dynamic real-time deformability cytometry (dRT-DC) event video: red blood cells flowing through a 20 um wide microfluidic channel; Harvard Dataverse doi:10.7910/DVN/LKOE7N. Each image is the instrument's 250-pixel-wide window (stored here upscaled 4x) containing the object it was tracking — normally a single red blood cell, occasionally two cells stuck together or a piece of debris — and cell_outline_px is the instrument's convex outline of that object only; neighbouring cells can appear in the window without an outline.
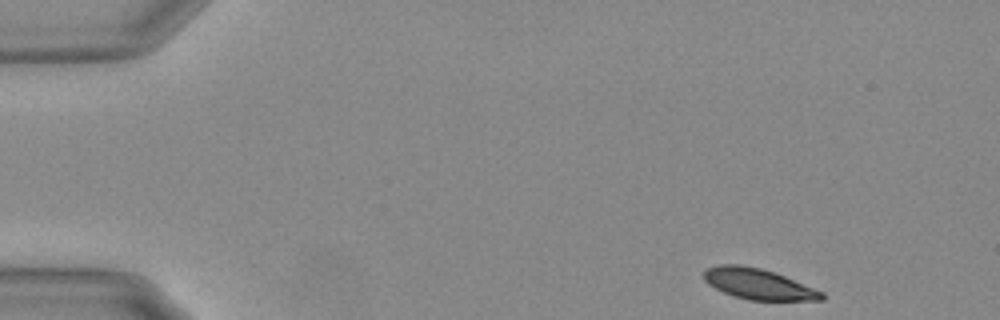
{"species": "Egyptian fruit bat (a non-hibernating species)", "species_latin": "Rousettus aegyptiacus", "temperature_condition": "warm", "stored_images_in_passage": 51, "camera_frame_rate_fps": 3000, "um_per_image_px": 0.085, "animal": {"sex": "female"}, "frame": {"image": 1, "passage_image": 1, "time_ms": 0.0, "image_size_px": [1000, 320], "cell_outline_px": [[824, 300], [748, 300], [732, 296], [708, 284], [704, 280], [704, 272], [708, 268], [720, 264], [740, 264], [760, 268], [776, 272], [824, 292]], "centroid_in_image_um": [64.47, 24.13], "position_along_channel_um": 20.5, "area_um2": 21.15}}
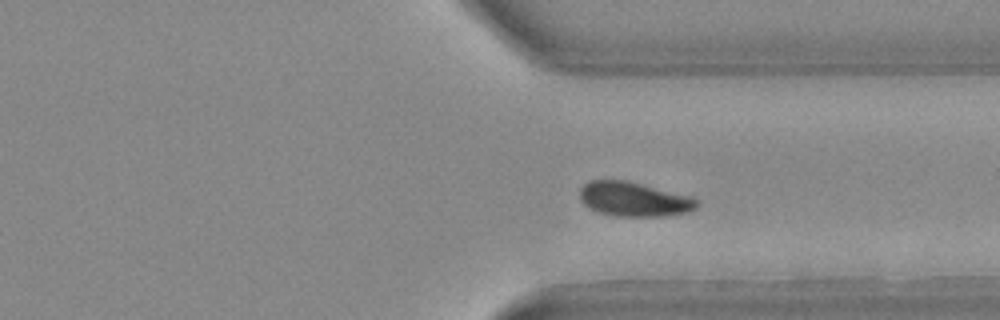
{"frame": {"image": 2, "passage_image": 37, "time_ms": 12.0, "image_size_px": [1000, 320], "cell_outline_px": [[700, 204], [696, 208], [688, 212], [664, 216], [616, 216], [600, 212], [588, 208], [580, 200], [580, 188], [588, 180], [624, 180], [692, 196]], "centroid_in_image_um": [53.88, 16.93], "position_along_channel_um": 357.5, "area_um2": 23.47}}
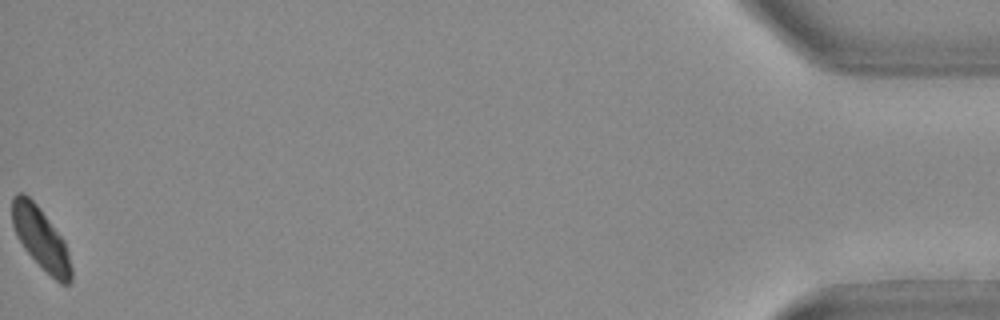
{"frame": {"image": 3, "passage_image": 51, "time_ms": 16.667, "image_size_px": [1000, 320], "cell_outline_px": [[72, 280], [68, 284], [60, 284], [24, 248], [16, 236], [12, 224], [12, 196], [16, 192], [24, 192], [40, 208], [64, 240], [68, 252], [72, 268]], "centroid_in_image_um": [3.46, 20.23], "position_along_channel_um": 431.7, "area_um2": 21.1}, "authors_computed_cell_mechanics": {"area_um2": 23.0622, "velocity_mm_per_s": 3.6626, "shape_relaxation_time_tau1_ms": 5.2154, "shape_relaxation_time_tau2_ms": null, "deformation_change_tau1": 0.1556, "deformation_change_tau2": null}}